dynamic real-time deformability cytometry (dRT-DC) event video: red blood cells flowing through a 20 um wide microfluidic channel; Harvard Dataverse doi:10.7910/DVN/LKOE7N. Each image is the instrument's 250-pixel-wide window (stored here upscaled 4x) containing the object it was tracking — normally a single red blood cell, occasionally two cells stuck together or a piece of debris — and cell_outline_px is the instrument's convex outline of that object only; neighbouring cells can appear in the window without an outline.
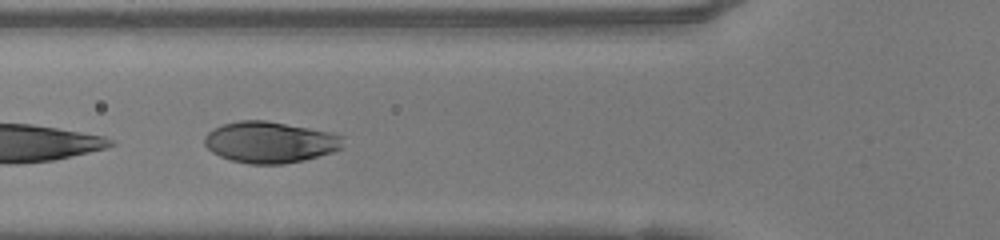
{"species": "human", "species_latin": "Homo sapiens", "temperature_condition": "warm", "stored_images_in_passage": 9, "camera_frame_rate_fps": 3000, "um_per_image_px": 0.085, "donor": {"sex": "female"}, "frame": {"image": 1, "passage_image": 7, "time_ms": 2.0, "image_size_px": [1000, 240], "cell_outline_px": [[344, 148], [332, 152], [304, 160], [284, 164], [248, 164], [232, 160], [220, 156], [212, 152], [204, 144], [204, 136], [212, 128], [224, 124], [240, 120], [268, 120], [332, 132], [344, 136]], "centroid_in_image_um": [22.98, 12.08], "position_along_channel_um": 102.8, "area_um2": 33.7}}